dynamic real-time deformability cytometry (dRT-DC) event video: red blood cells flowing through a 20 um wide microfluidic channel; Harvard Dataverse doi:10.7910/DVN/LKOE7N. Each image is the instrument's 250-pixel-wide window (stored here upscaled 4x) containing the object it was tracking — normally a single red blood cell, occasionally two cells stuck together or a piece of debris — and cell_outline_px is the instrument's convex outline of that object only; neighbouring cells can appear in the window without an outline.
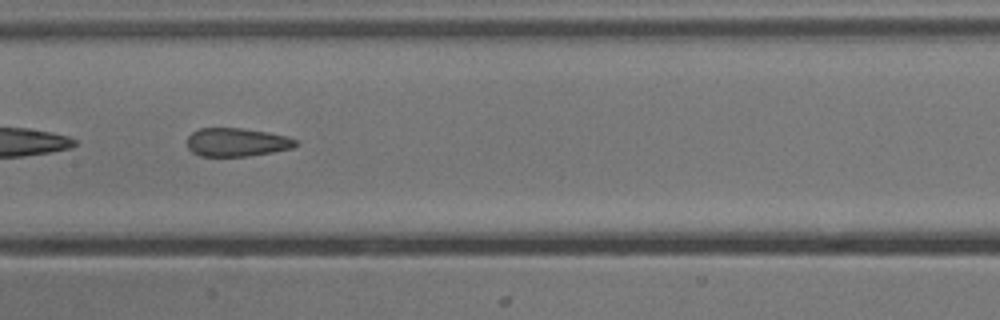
{"species": "common noctule bat (a hibernating species)", "species_latin": "Nyctalus noctula", "temperature_condition": "cold", "stored_images_in_passage": 35, "camera_frame_rate_fps": 3000, "um_per_image_px": 0.085, "animal": {"sex": "male", "body_mass_g": 13.3}, "frame": {"image": 1, "passage_image": 25, "time_ms": 8.0, "image_size_px": [1000, 320], "cell_outline_px": [[296, 144], [292, 148], [272, 152], [248, 156], [200, 156], [192, 152], [188, 148], [188, 136], [192, 132], [200, 128], [240, 128], [268, 132], [288, 136], [296, 140]], "centroid_in_image_um": [20.11, 12.09], "position_along_channel_um": 187.3, "area_um2": 17.92}}